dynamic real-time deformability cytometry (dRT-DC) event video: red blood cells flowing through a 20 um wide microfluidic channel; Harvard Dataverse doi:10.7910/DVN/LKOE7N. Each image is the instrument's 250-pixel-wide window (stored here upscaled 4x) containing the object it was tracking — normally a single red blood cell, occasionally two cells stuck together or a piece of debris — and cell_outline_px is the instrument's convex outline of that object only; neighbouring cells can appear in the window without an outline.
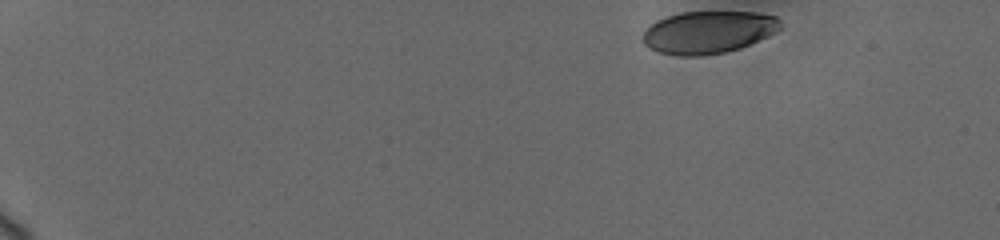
{"species": "human", "species_latin": "Homo sapiens", "temperature_condition": "cold", "stored_images_in_passage": 45, "camera_frame_rate_fps": 3000, "um_per_image_px": 0.085, "donor": {"sex": "female"}, "frame": {"image": 1, "passage_image": 1, "time_ms": 0.0, "image_size_px": [1000, 240], "cell_outline_px": [[784, 24], [776, 32], [768, 36], [740, 48], [724, 52], [700, 56], [680, 56], [660, 52], [648, 48], [644, 44], [644, 32], [656, 20], [680, 12], [756, 12], [776, 16]], "centroid_in_image_um": [60.23, 2.73], "position_along_channel_um": 24.8, "area_um2": 33.99}}
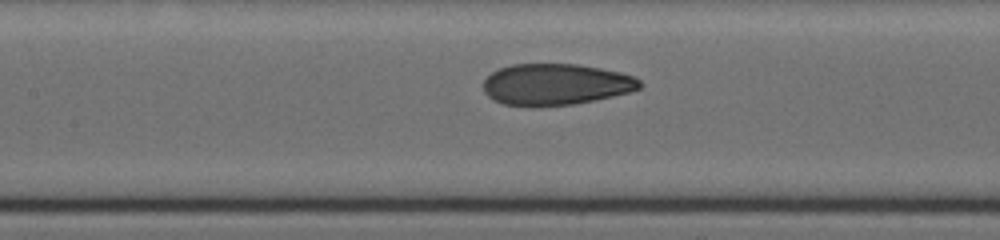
{"frame": {"image": 2, "passage_image": 24, "time_ms": 7.333, "image_size_px": [1000, 240], "cell_outline_px": [[644, 84], [640, 88], [628, 92], [612, 96], [572, 104], [532, 108], [504, 104], [492, 100], [484, 92], [484, 80], [496, 68], [512, 64], [576, 64], [600, 68], [620, 72], [632, 76], [640, 80]], "centroid_in_image_um": [47.19, 7.18], "position_along_channel_um": 160.2, "area_um2": 38.03}}
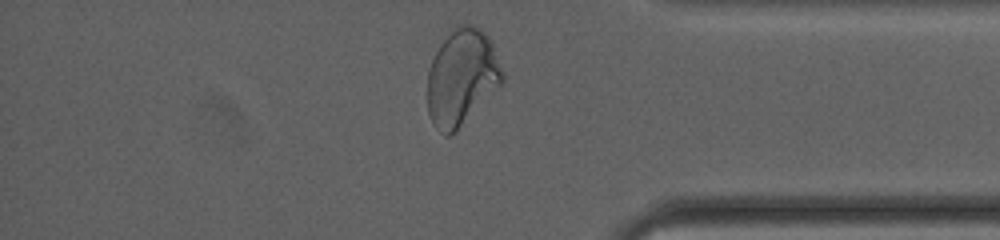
{"frame": {"image": 3, "passage_image": 44, "time_ms": 14.0, "image_size_px": [1000, 240], "cell_outline_px": [[504, 84], [456, 132], [448, 136], [444, 136], [432, 124], [428, 112], [428, 68], [448, 28], [456, 24], [468, 24], [480, 28], [488, 36], [492, 44], [504, 72]], "centroid_in_image_um": [39.26, 6.57], "position_along_channel_um": 395.9, "area_um2": 43.0}, "authors_computed_cell_mechanics": {"area_um2": 37.8012, "velocity_mm_per_s": 3.6836, "shape_relaxation_time_tau1_ms": 5.7344, "shape_relaxation_time_tau2_ms": 0.7811, "deformation_change_tau1": 0.1746, "deformation_change_tau2": 0.0587}}